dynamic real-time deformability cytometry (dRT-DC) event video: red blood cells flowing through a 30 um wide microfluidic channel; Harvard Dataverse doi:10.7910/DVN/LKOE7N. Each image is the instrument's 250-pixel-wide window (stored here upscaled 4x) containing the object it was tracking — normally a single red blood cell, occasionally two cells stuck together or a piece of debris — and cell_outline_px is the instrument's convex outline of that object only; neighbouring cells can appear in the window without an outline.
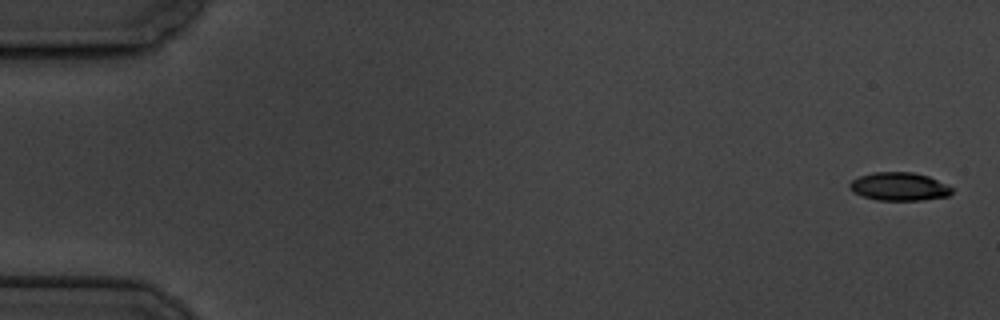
{"species": "common noctule bat (a hibernating species)", "species_latin": "Nyctalus noctula", "temperature_condition": "cold", "stored_images_in_passage": 8, "camera_frame_rate_fps": 3000, "um_per_image_px": 0.085, "animal": {"sex": "male", "body_mass_g": 19.5, "forearm_length_mm": 54.6}, "frame": {"image": 1, "passage_image": 1, "time_ms": 0.0, "image_size_px": [1000, 320], "cell_outline_px": [[952, 192], [948, 196], [924, 200], [876, 200], [852, 192], [848, 188], [848, 184], [852, 180], [860, 176], [872, 172], [912, 172], [928, 176], [952, 188]], "centroid_in_image_um": [76.38, 15.86], "position_along_channel_um": 8.6, "area_um2": 16.76}}
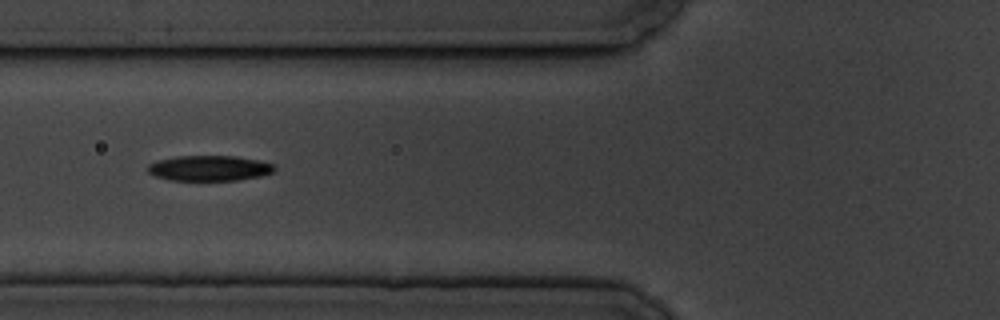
{"frame": {"image": 2, "passage_image": 7, "time_ms": 7.0, "image_size_px": [1000, 320], "cell_outline_px": [[276, 168], [272, 172], [260, 176], [236, 180], [168, 180], [156, 176], [148, 172], [148, 164], [156, 160], [176, 156], [236, 156], [256, 160], [272, 164]], "centroid_in_image_um": [17.74, 14.29], "position_along_channel_um": 108.1, "area_um2": 18.61}}
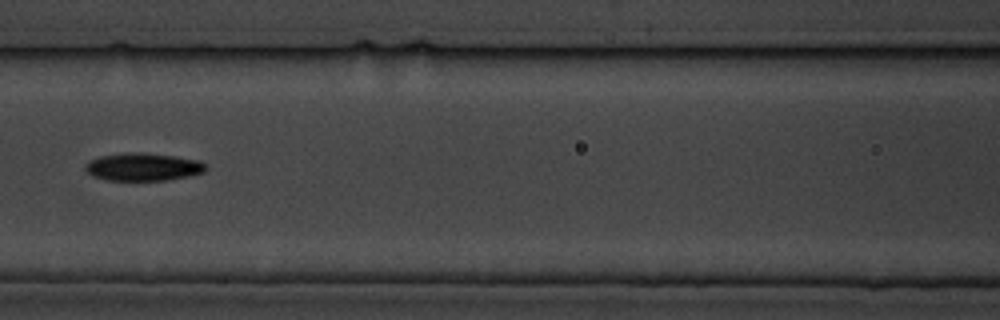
{"frame": {"image": 3, "passage_image": 8, "time_ms": 8.333, "image_size_px": [1000, 320], "cell_outline_px": [[208, 168], [204, 172], [188, 176], [168, 180], [104, 180], [92, 176], [84, 168], [84, 164], [88, 160], [100, 156], [128, 152], [136, 152], [176, 156], [200, 160]], "centroid_in_image_um": [12.14, 14.18], "position_along_channel_um": 154.5, "area_um2": 19.65}}